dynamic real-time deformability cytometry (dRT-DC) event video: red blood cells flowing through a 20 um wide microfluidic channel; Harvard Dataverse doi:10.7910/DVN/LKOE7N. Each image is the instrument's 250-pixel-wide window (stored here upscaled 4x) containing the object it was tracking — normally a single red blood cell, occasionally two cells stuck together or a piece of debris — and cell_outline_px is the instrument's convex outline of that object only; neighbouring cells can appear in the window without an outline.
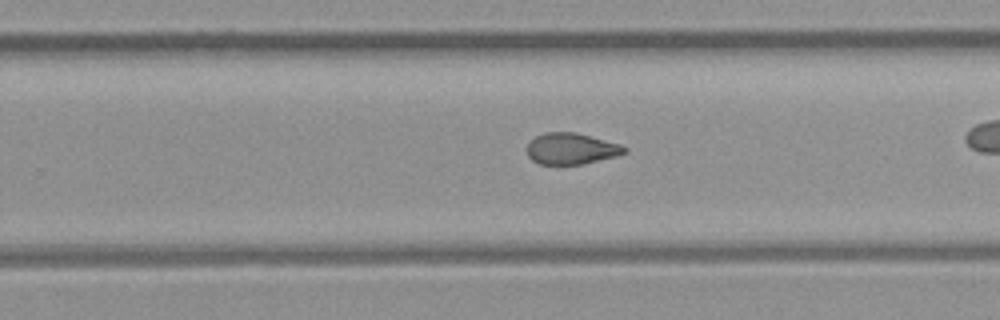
{"species": "common noctule bat (a hibernating species)", "species_latin": "Nyctalus noctula", "temperature_condition": "room temperature", "stored_images_in_passage": 28, "camera_frame_rate_fps": 3000, "um_per_image_px": 0.085, "animal": {"sex": "female", "body_mass_g": 21.9}, "frame": {"image": 1, "passage_image": 20, "time_ms": 6.333, "image_size_px": [1000, 320], "cell_outline_px": [[628, 152], [616, 156], [584, 164], [540, 164], [532, 160], [528, 156], [528, 144], [536, 136], [544, 132], [576, 132], [620, 144], [628, 148]], "centroid_in_image_um": [48.58, 12.64], "position_along_channel_um": 281.2, "area_um2": 17.74}}